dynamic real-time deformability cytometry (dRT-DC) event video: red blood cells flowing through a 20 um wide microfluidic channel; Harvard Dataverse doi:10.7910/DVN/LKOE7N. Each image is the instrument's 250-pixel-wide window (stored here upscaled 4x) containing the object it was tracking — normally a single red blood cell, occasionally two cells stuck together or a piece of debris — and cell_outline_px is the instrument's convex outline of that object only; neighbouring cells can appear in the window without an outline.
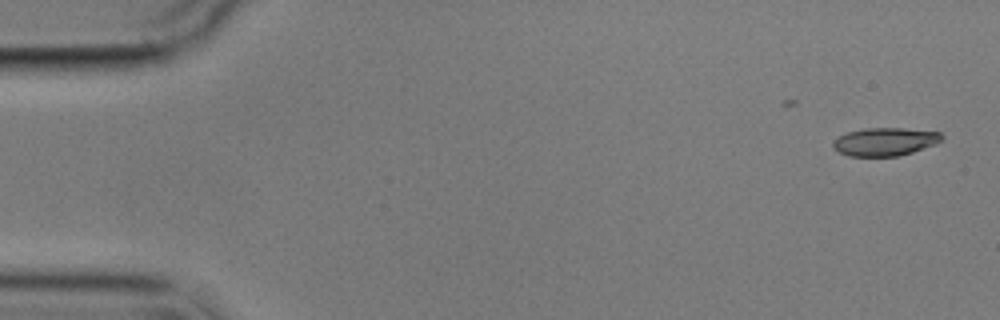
{"species": "common noctule bat (a hibernating species)", "species_latin": "Nyctalus noctula", "temperature_condition": "cold", "stored_images_in_passage": 5, "camera_frame_rate_fps": 3000, "um_per_image_px": 0.085, "animal": {"sex": "male", "body_mass_g": 17.9}, "frame": {"image": 1, "passage_image": 1, "time_ms": 0.0, "image_size_px": [1000, 320], "cell_outline_px": [[944, 136], [936, 144], [912, 152], [896, 156], [848, 156], [832, 148], [832, 140], [848, 132], [864, 128], [904, 128], [940, 132]], "centroid_in_image_um": [75.2, 12.04], "position_along_channel_um": 9.8, "area_um2": 17.8}}
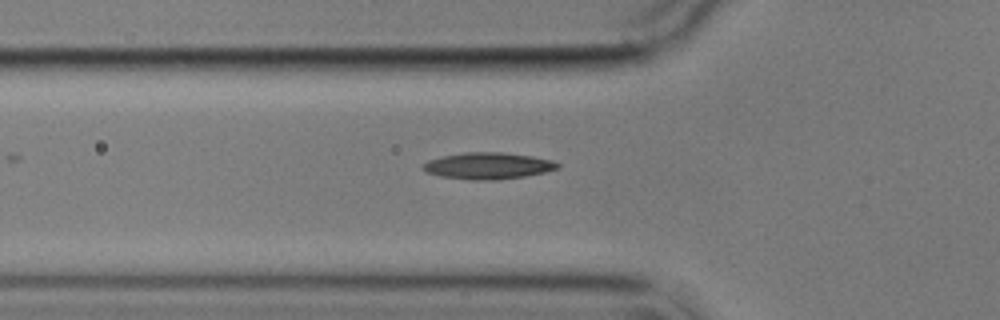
{"frame": {"image": 2, "passage_image": 5, "time_ms": 5.667, "image_size_px": [1000, 320], "cell_outline_px": [[560, 168], [544, 172], [524, 176], [500, 180], [472, 180], [440, 176], [424, 172], [420, 168], [428, 160], [444, 156], [464, 152], [504, 152], [532, 156], [552, 160], [560, 164]], "centroid_in_image_um": [41.47, 14.09], "position_along_channel_um": 84.3, "area_um2": 20.98}}